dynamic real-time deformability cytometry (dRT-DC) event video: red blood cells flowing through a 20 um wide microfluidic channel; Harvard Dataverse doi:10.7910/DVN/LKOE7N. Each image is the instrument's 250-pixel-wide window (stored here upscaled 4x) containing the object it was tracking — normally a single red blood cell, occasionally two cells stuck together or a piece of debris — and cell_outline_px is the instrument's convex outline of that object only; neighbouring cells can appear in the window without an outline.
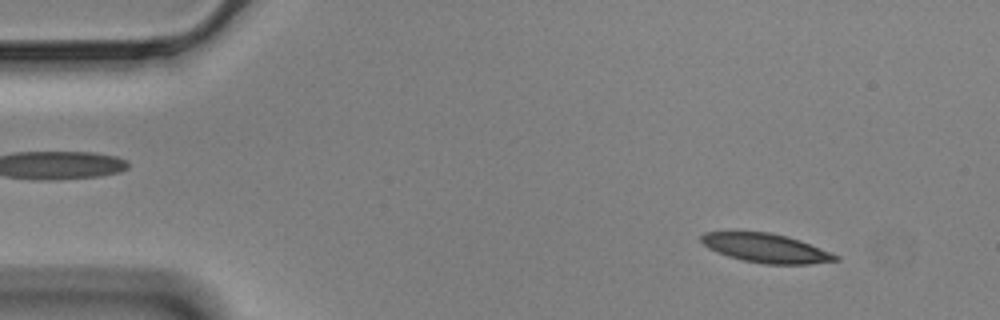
{"species": "Egyptian fruit bat (a non-hibernating species)", "species_latin": "Rousettus aegyptiacus", "temperature_condition": "cold", "stored_images_in_passage": 56, "camera_frame_rate_fps": 3000, "um_per_image_px": 0.085, "animal": {"sex": "male"}, "frame": {"image": 1, "passage_image": 5, "time_ms": 1.333, "image_size_px": [1000, 320], "cell_outline_px": [[840, 260], [808, 264], [764, 264], [744, 260], [728, 256], [716, 252], [708, 248], [700, 240], [700, 236], [704, 232], [768, 232], [788, 236], [800, 240], [840, 256]], "centroid_in_image_um": [65.11, 21.09], "position_along_channel_um": 19.9, "area_um2": 22.6}}
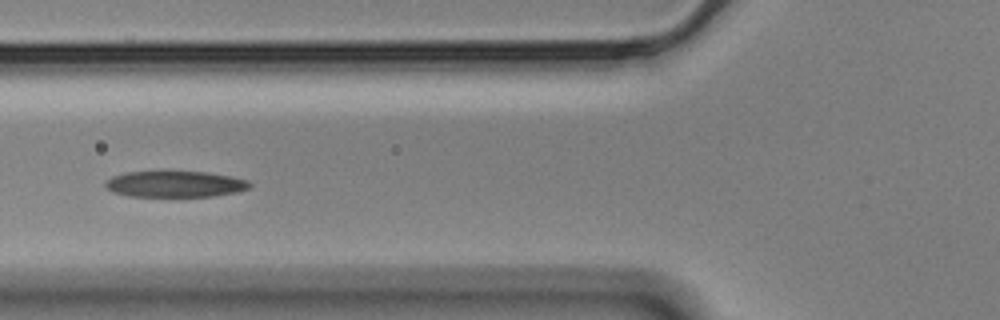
{"frame": {"image": 2, "passage_image": 20, "time_ms": 6.333, "image_size_px": [1000, 320], "cell_outline_px": [[252, 184], [248, 188], [236, 192], [216, 196], [128, 196], [112, 192], [104, 188], [104, 180], [112, 176], [124, 172], [208, 172], [232, 176], [248, 180]], "centroid_in_image_um": [14.84, 15.65], "position_along_channel_um": 111.0, "area_um2": 22.14}}
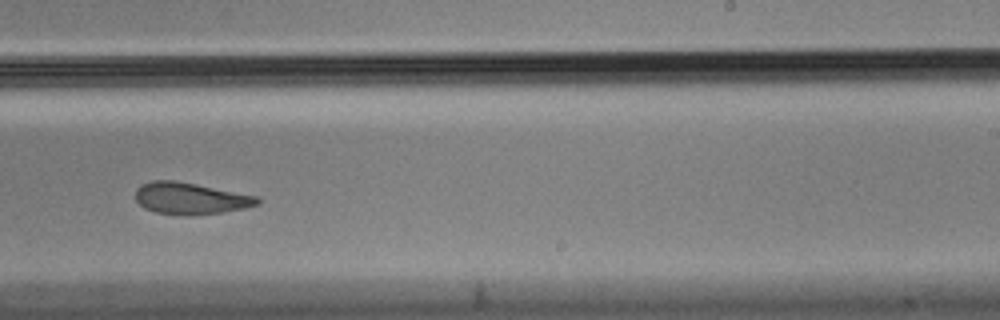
{"frame": {"image": 3, "passage_image": 34, "time_ms": 11.0, "image_size_px": [1000, 320], "cell_outline_px": [[260, 204], [244, 208], [224, 212], [188, 216], [180, 216], [156, 212], [144, 208], [136, 200], [136, 188], [140, 184], [152, 180], [176, 180], [256, 196], [260, 200]], "centroid_in_image_um": [16.15, 16.87], "position_along_channel_um": 272.8, "area_um2": 22.66}, "authors_computed_cell_mechanics": {"area_um2": 23.4668, "velocity_mm_per_s": 3.4759, "shape_relaxation_time_tau1_ms": 7.6266, "shape_relaxation_time_tau2_ms": 3.2597, "deformation_change_tau1": 0.1699, "deformation_change_tau2": 0.0939}}